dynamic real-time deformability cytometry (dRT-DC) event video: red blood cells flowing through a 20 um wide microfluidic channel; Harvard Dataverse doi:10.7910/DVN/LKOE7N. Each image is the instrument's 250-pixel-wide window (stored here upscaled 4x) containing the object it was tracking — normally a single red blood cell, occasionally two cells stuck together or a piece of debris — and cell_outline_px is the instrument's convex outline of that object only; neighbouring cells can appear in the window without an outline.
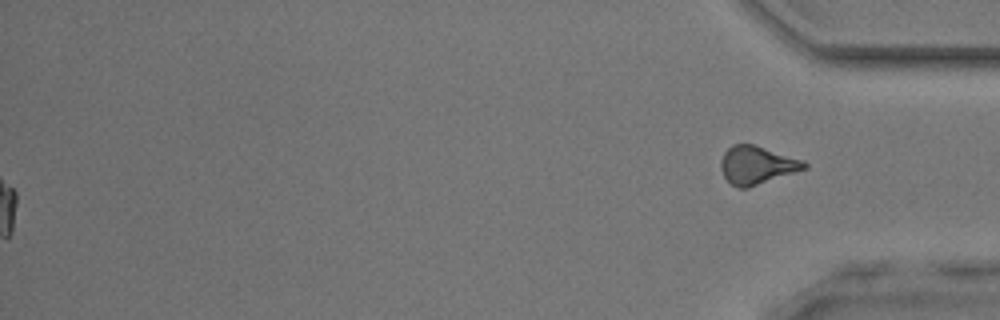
{"species": "common noctule bat (a hibernating species)", "species_latin": "Nyctalus noctula", "temperature_condition": "room temperature", "stored_images_in_passage": 46, "segment_of_instrument_passage": [2, 2], "camera_frame_rate_fps": 3000, "um_per_image_px": 0.085, "animal": {"sex": "male", "body_mass_g": 17.9, "forearm_length_mm": 54.2}, "frame": {"image": 1, "passage_image": 46, "time_ms": 15.0, "image_size_px": [1000, 320], "cell_outline_px": [[808, 168], [748, 188], [736, 188], [724, 176], [720, 168], [720, 160], [724, 152], [732, 144], [752, 144], [804, 160], [808, 164]], "centroid_in_image_um": [64.33, 14.04], "position_along_channel_um": 370.9, "area_um2": 18.55}}